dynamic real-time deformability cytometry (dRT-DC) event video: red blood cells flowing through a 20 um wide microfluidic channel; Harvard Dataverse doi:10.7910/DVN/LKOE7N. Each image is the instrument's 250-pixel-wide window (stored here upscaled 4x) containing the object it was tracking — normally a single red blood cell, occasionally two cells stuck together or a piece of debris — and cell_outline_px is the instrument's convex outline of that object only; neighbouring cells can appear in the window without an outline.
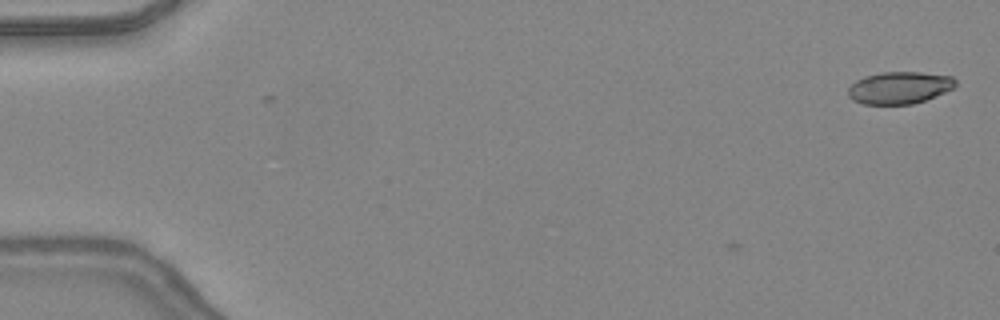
{"species": "common noctule bat (a hibernating species)", "species_latin": "Nyctalus noctula", "temperature_condition": "warm", "stored_images_in_passage": 6, "camera_frame_rate_fps": 3000, "um_per_image_px": 0.085, "animal": {"sex": "female", "body_mass_g": 24.6, "forearm_length_mm": 56.2}, "frame": {"image": 1, "passage_image": 6, "time_ms": 1.667, "image_size_px": [1000, 320], "cell_outline_px": [[956, 88], [924, 100], [912, 104], [864, 104], [852, 100], [848, 96], [848, 88], [856, 80], [864, 76], [880, 72], [920, 72], [952, 76], [956, 80]], "centroid_in_image_um": [76.45, 7.45], "position_along_channel_um": 8.5, "area_um2": 20.23}}